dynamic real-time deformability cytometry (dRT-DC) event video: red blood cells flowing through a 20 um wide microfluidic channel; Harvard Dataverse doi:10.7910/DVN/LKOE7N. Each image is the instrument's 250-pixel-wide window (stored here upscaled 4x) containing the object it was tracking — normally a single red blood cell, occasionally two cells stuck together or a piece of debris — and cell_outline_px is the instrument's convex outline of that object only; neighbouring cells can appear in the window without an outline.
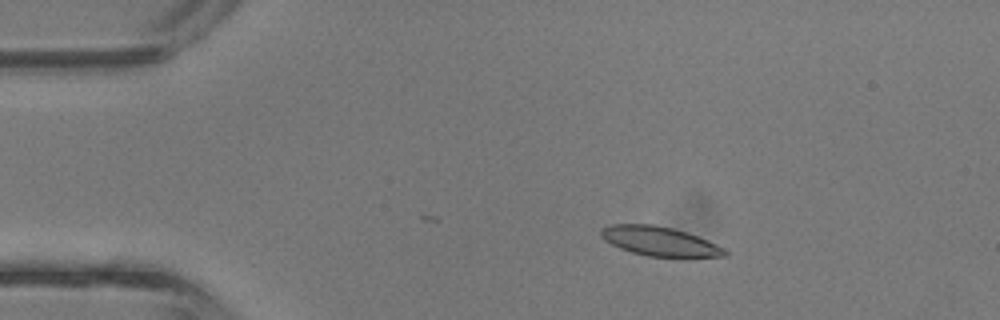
{"species": "common noctule bat (a hibernating species)", "species_latin": "Nyctalus noctula", "temperature_condition": "room temperature", "stored_images_in_passage": 4, "camera_frame_rate_fps": 3000, "um_per_image_px": 0.085, "animal": {"sex": "male", "body_mass_g": 13.3}, "frame": {"image": 1, "passage_image": 3, "time_ms": 0.667, "image_size_px": [1000, 320], "cell_outline_px": [[728, 256], [688, 260], [680, 260], [648, 256], [632, 252], [620, 248], [604, 240], [600, 236], [600, 228], [608, 224], [652, 224], [672, 228], [696, 236], [716, 244], [724, 248], [728, 252]], "centroid_in_image_um": [56.13, 20.57], "position_along_channel_um": 28.9, "area_um2": 22.08}}